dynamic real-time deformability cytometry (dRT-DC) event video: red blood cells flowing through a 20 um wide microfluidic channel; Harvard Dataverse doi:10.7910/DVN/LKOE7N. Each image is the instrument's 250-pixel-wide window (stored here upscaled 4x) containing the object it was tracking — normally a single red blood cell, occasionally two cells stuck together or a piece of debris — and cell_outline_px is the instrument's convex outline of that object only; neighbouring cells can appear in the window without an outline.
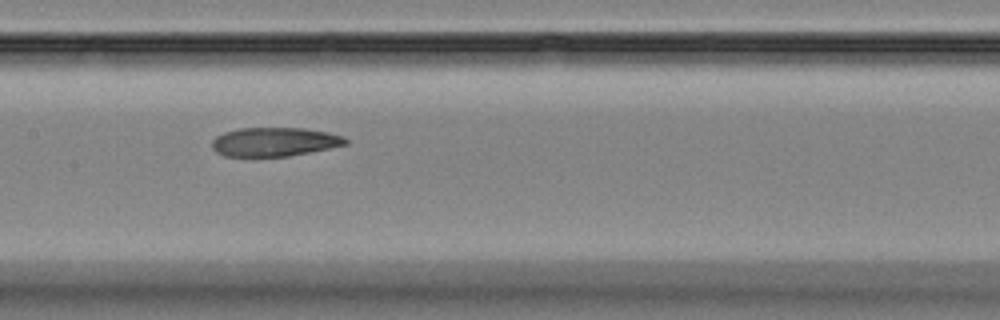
{"species": "Egyptian fruit bat (a non-hibernating species)", "species_latin": "Rousettus aegyptiacus", "temperature_condition": "room temperature", "stored_images_in_passage": 7, "camera_frame_rate_fps": 3000, "um_per_image_px": 0.085, "animal": {"sex": "female"}, "frame": {"image": 1, "passage_image": 6, "time_ms": 5.667, "image_size_px": [1000, 320], "cell_outline_px": [[348, 144], [288, 156], [224, 156], [216, 152], [212, 148], [212, 140], [216, 136], [224, 132], [240, 128], [304, 128], [328, 132], [344, 136], [348, 140]], "centroid_in_image_um": [23.32, 12.05], "position_along_channel_um": 184.1, "area_um2": 22.43}}
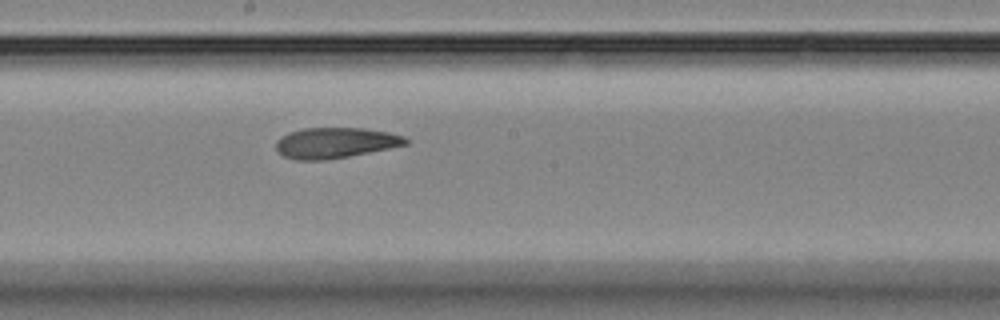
{"frame": {"image": 2, "passage_image": 7, "time_ms": 6.667, "image_size_px": [1000, 320], "cell_outline_px": [[408, 144], [348, 156], [324, 160], [296, 160], [284, 156], [276, 148], [276, 140], [280, 136], [288, 132], [304, 128], [364, 128], [388, 132], [404, 136], [408, 140]], "centroid_in_image_um": [28.47, 12.13], "position_along_channel_um": 219.7, "area_um2": 23.0}}